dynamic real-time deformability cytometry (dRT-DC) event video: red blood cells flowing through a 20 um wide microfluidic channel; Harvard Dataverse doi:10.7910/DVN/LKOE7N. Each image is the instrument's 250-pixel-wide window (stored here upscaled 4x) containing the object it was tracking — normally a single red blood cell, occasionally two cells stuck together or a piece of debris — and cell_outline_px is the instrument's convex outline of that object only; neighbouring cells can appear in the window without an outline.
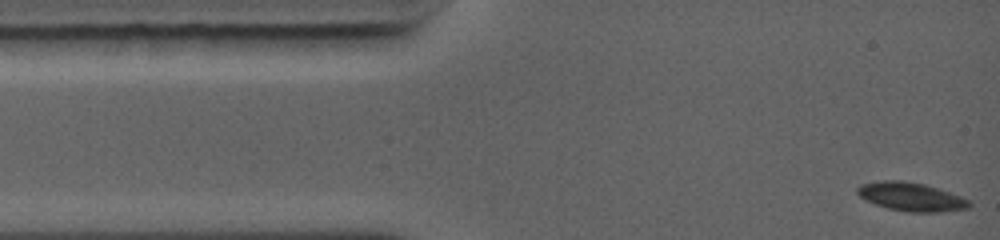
{"species": "common noctule bat (a hibernating species)", "species_latin": "Nyctalus noctula", "temperature_condition": "warm", "stored_images_in_passage": 56, "camera_frame_rate_fps": 5000, "um_per_image_px": 0.085, "animal": {"sex": "female", "body_mass_g": 19.0, "forearm_length_mm": 56.7}, "frame": {"image": 1, "passage_image": 1, "time_ms": 0.0, "image_size_px": [1000, 240], "cell_outline_px": [[972, 204], [968, 208], [944, 212], [904, 212], [888, 208], [864, 200], [856, 192], [856, 188], [860, 184], [880, 180], [904, 180], [924, 184], [960, 196], [968, 200]], "centroid_in_image_um": [77.41, 16.72], "position_along_channel_um": 7.6, "area_um2": 18.73}}
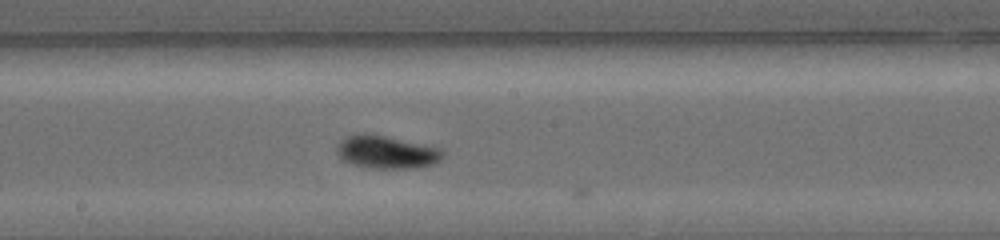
{"frame": {"image": 2, "passage_image": 32, "time_ms": 6.2, "image_size_px": [1000, 240], "cell_outline_px": [[444, 156], [440, 160], [432, 164], [416, 168], [372, 168], [352, 164], [344, 160], [336, 152], [336, 144], [344, 136], [364, 132], [368, 132], [444, 148]], "centroid_in_image_um": [32.85, 12.9], "position_along_channel_um": 215.3, "area_um2": 20.75}}
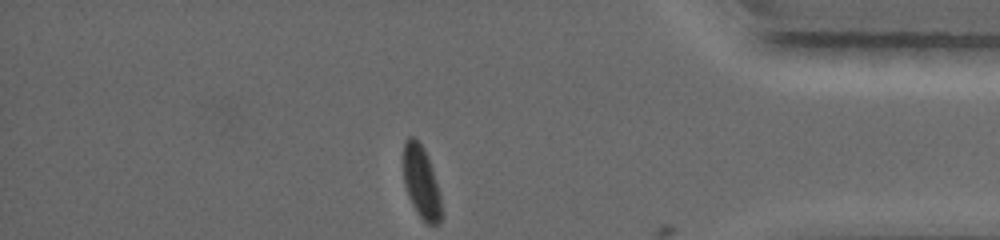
{"frame": {"image": 3, "passage_image": 56, "time_ms": 11.0, "image_size_px": [1000, 240], "cell_outline_px": [[440, 220], [436, 224], [428, 224], [420, 216], [412, 204], [408, 196], [404, 184], [404, 140], [408, 136], [412, 136], [424, 148], [428, 156], [432, 168], [440, 196]], "centroid_in_image_um": [35.78, 15.45], "position_along_channel_um": 399.4, "area_um2": 15.66}, "authors_computed_cell_mechanics": {"area_um2": 18.7272, "velocity_mm_per_s": 4.4364, "shape_relaxation_time_tau1_ms": 1.8626, "shape_relaxation_time_tau2_ms": 1.8376, "deformation_change_tau1": 0.1306, "deformation_change_tau2": 0.0375}}